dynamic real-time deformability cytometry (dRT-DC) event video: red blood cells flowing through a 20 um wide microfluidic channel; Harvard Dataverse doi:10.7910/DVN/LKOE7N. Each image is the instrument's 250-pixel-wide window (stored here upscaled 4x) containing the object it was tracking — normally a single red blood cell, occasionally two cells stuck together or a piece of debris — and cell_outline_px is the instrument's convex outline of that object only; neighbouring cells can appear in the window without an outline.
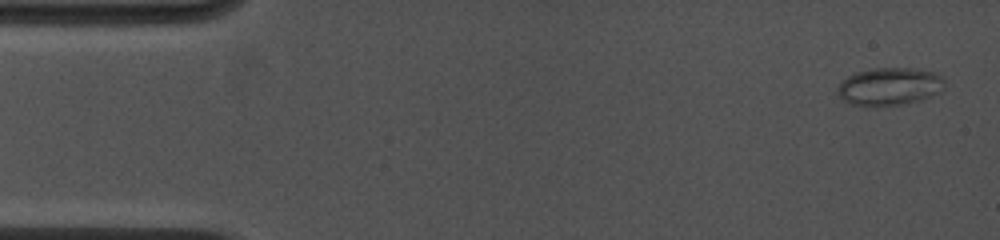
{"species": "common noctule bat (a hibernating species)", "species_latin": "Nyctalus noctula", "temperature_condition": "cold", "stored_images_in_passage": 8, "camera_frame_rate_fps": 4500, "um_per_image_px": 0.085, "animal": {"sex": "female", "body_mass_g": 19.0, "forearm_length_mm": 53.3}, "frame": {"image": 1, "passage_image": 1, "time_ms": 0.0, "image_size_px": [1000, 240], "cell_outline_px": [[944, 84], [940, 92], [920, 100], [900, 104], [876, 108], [852, 104], [844, 100], [836, 92], [836, 88], [840, 80], [856, 72], [872, 68], [912, 68], [936, 72], [944, 76]], "centroid_in_image_um": [75.58, 7.35], "position_along_channel_um": 9.4, "area_um2": 23.99}}
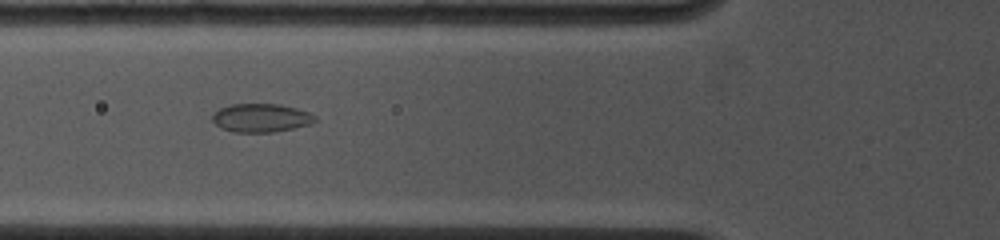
{"frame": {"image": 2, "passage_image": 7, "time_ms": 5.333, "image_size_px": [1000, 240], "cell_outline_px": [[316, 120], [312, 124], [272, 132], [232, 132], [220, 128], [212, 120], [212, 112], [228, 104], [280, 104], [296, 108], [308, 112], [316, 116]], "centroid_in_image_um": [22.15, 10.01], "position_along_channel_um": 103.6, "area_um2": 17.17}}
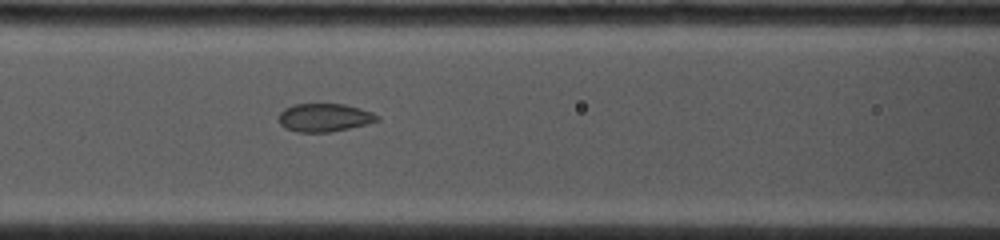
{"frame": {"image": 3, "passage_image": 8, "time_ms": 6.222, "image_size_px": [1000, 240], "cell_outline_px": [[380, 120], [368, 124], [332, 132], [296, 132], [284, 128], [276, 120], [280, 112], [284, 108], [292, 104], [344, 104], [360, 108], [372, 112], [380, 116]], "centroid_in_image_um": [27.55, 10.0], "position_along_channel_um": 139.0, "area_um2": 16.53}}